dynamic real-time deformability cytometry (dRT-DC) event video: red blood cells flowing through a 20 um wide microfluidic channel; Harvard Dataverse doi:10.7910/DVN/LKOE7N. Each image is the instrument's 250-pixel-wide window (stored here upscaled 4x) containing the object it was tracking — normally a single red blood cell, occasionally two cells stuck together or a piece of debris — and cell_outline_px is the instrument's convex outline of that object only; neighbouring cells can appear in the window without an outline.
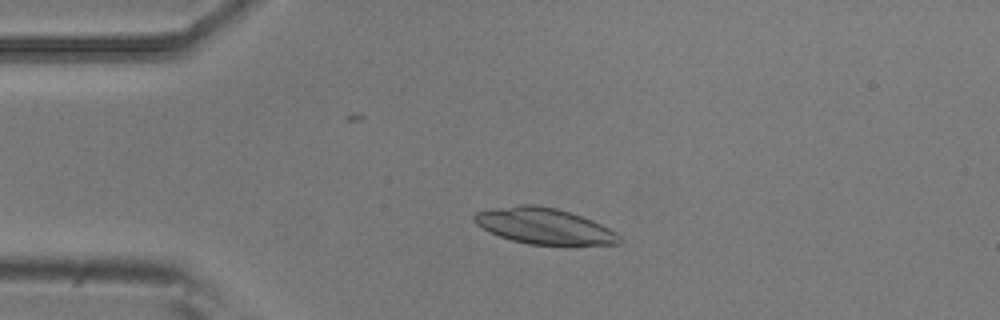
{"species": "common noctule bat (a hibernating species)", "species_latin": "Nyctalus noctula", "temperature_condition": "room temperature", "stored_images_in_passage": 8, "camera_frame_rate_fps": 3000, "um_per_image_px": 0.085, "animal": {"sex": "male", "body_mass_g": 20.5, "forearm_length_mm": 52.5}, "frame": {"image": 1, "passage_image": 4, "time_ms": 1.0, "image_size_px": [1000, 320], "cell_outline_px": [[624, 244], [576, 248], [572, 248], [528, 244], [512, 240], [500, 236], [476, 224], [472, 220], [472, 216], [476, 212], [492, 208], [516, 204], [536, 204], [556, 208], [592, 220], [616, 232], [624, 240]], "centroid_in_image_um": [46.37, 19.27], "position_along_channel_um": 38.6, "area_um2": 31.67}}
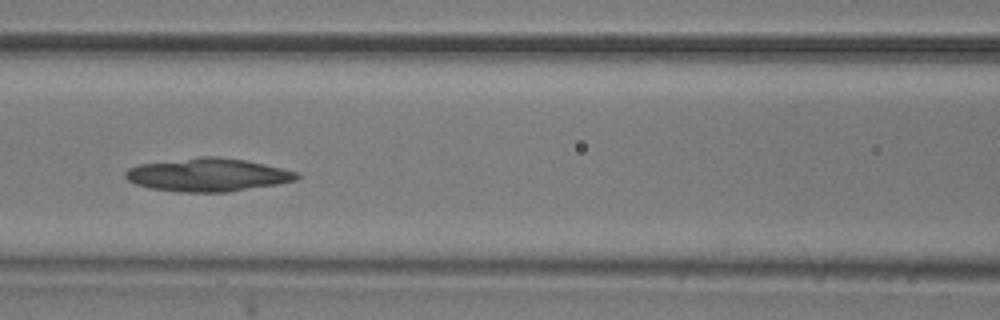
{"frame": {"image": 2, "passage_image": 7, "time_ms": 2.0, "image_size_px": [1000, 320], "cell_outline_px": [[300, 176], [296, 180], [276, 184], [228, 192], [180, 192], [148, 188], [136, 184], [128, 180], [124, 176], [124, 172], [128, 168], [140, 164], [200, 156], [216, 156], [244, 160], [264, 164], [300, 172]], "centroid_in_image_um": [17.65, 14.86], "position_along_channel_um": 149.0, "area_um2": 33.18}}
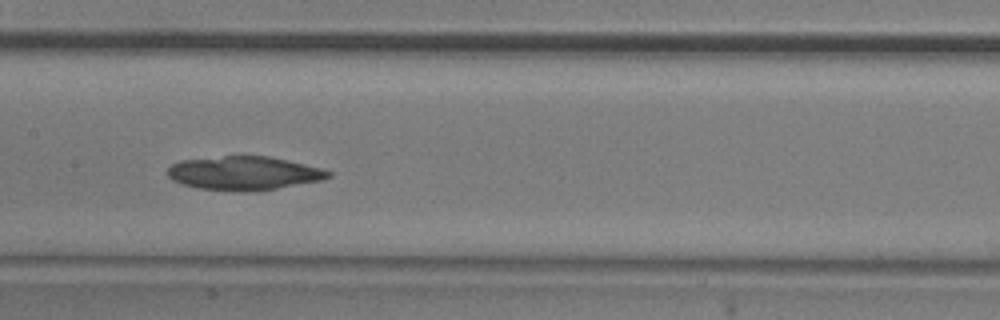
{"frame": {"image": 3, "passage_image": 8, "time_ms": 2.333, "image_size_px": [1000, 320], "cell_outline_px": [[332, 176], [320, 180], [276, 188], [244, 192], [240, 192], [196, 188], [180, 184], [172, 180], [168, 176], [168, 168], [172, 164], [180, 160], [224, 156], [268, 156], [304, 164], [320, 168], [332, 172]], "centroid_in_image_um": [20.68, 14.72], "position_along_channel_um": 186.7, "area_um2": 31.44}}